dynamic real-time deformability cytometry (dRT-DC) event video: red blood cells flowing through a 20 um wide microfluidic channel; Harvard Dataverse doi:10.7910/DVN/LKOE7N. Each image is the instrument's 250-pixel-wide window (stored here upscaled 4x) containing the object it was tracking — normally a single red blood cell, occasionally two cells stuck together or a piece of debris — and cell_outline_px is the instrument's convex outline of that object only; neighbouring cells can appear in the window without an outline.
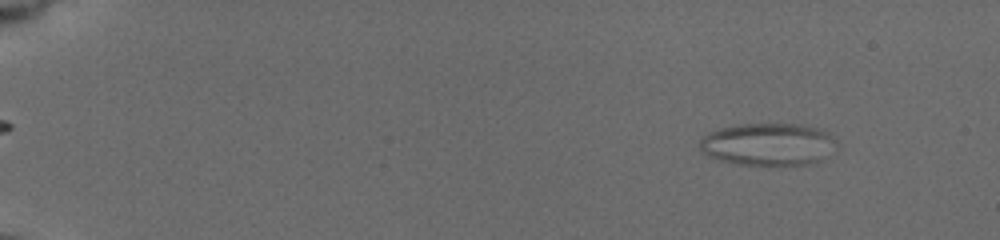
{"species": "common noctule bat (a hibernating species)", "species_latin": "Nyctalus noctula", "temperature_condition": "cold", "stored_images_in_passage": 60, "camera_frame_rate_fps": 3000, "um_per_image_px": 0.085, "animal": {"sex": "female", "body_mass_g": 19.5, "forearm_length_mm": 54.1}, "frame": {"image": 1, "passage_image": 7, "time_ms": 2.0, "image_size_px": [1000, 240], "cell_outline_px": [[824, 136], [816, 160], [808, 164], [740, 164], [724, 160], [712, 156], [704, 152], [700, 148], [700, 140], [704, 136], [720, 128], [740, 124], [796, 124], [816, 128], [824, 132]], "centroid_in_image_um": [64.97, 12.23], "position_along_channel_um": 20.0, "area_um2": 30.81}}
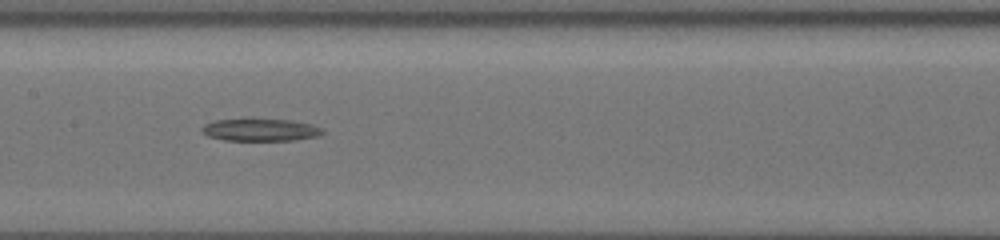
{"frame": {"image": 2, "passage_image": 33, "time_ms": 10.667, "image_size_px": [1000, 240], "cell_outline_px": [[324, 132], [316, 136], [292, 140], [224, 140], [208, 136], [200, 128], [204, 124], [216, 120], [248, 116], [252, 116], [292, 120], [312, 124], [320, 128]], "centroid_in_image_um": [22.07, 10.98], "position_along_channel_um": 185.3, "area_um2": 16.42}}
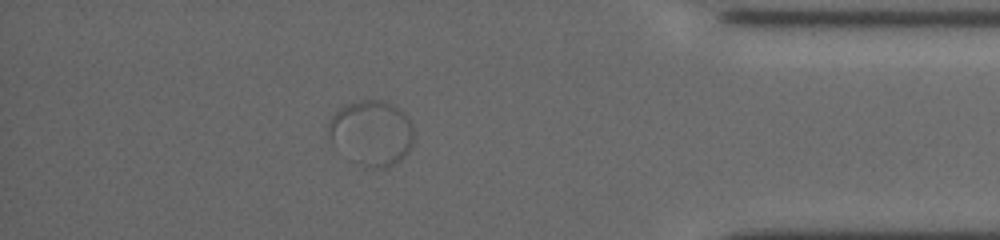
{"frame": {"image": 3, "passage_image": 54, "time_ms": 17.667, "image_size_px": [1000, 240], "cell_outline_px": [[412, 144], [408, 152], [400, 160], [384, 168], [372, 168], [360, 164], [328, 132], [328, 124], [332, 116], [344, 104], [360, 100], [384, 100], [400, 108], [412, 124]], "centroid_in_image_um": [31.66, 11.23], "position_along_channel_um": 403.5, "area_um2": 31.21}}